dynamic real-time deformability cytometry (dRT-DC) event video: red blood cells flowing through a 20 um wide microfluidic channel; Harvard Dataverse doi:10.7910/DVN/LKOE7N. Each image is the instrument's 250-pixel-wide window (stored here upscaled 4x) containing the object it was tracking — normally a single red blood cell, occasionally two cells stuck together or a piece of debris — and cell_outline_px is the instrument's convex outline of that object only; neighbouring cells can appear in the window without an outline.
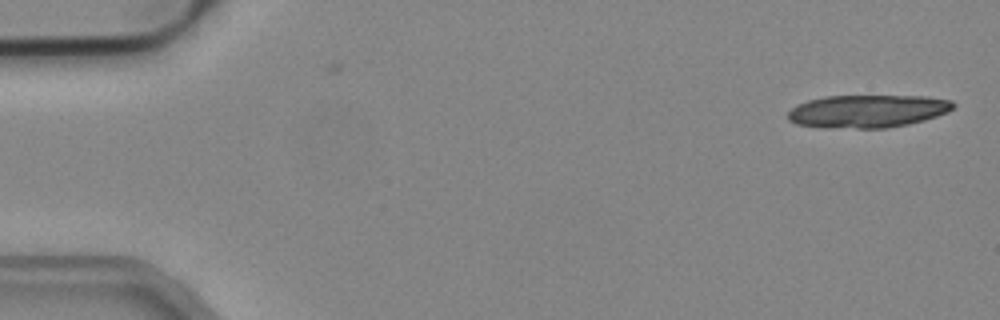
{"species": "common noctule bat (a hibernating species)", "species_latin": "Nyctalus noctula", "temperature_condition": "cold", "stored_images_in_passage": 16, "camera_frame_rate_fps": 3000, "um_per_image_px": 0.085, "animal": {"sex": "male", "body_mass_g": 19.2, "forearm_length_mm": 51.8}, "frame": {"image": 1, "passage_image": 1, "time_ms": 0.0, "image_size_px": [1000, 320], "cell_outline_px": [[956, 104], [948, 112], [924, 120], [908, 124], [888, 128], [828, 128], [796, 124], [788, 120], [788, 112], [796, 104], [808, 100], [824, 96], [924, 96], [952, 100]], "centroid_in_image_um": [73.73, 9.45], "position_along_channel_um": 11.3, "area_um2": 31.79}}